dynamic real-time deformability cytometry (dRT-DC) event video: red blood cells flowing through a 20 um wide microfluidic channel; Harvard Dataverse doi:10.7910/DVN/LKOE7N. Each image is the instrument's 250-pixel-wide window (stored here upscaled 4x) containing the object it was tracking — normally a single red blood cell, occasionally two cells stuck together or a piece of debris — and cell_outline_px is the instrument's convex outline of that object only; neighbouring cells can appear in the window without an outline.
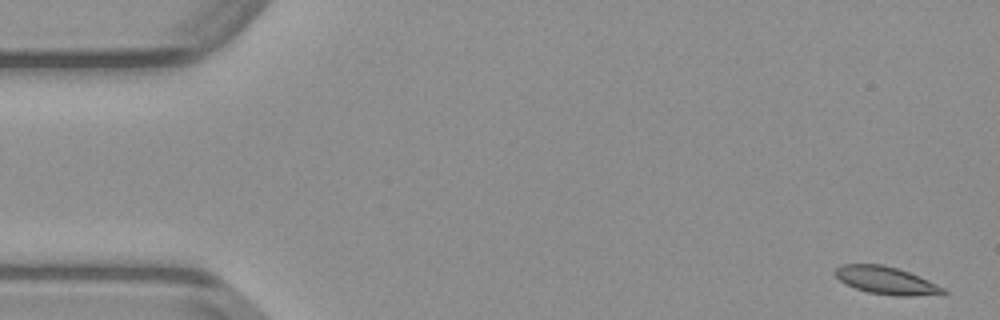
{"species": "common noctule bat (a hibernating species)", "species_latin": "Nyctalus noctula", "temperature_condition": "warm", "stored_images_in_passage": 50, "camera_frame_rate_fps": 3000, "um_per_image_px": 0.085, "animal": {"sex": "male", "body_mass_g": 23.1, "forearm_length_mm": 52.7}, "frame": {"image": 1, "passage_image": 1, "time_ms": 0.0, "image_size_px": [1000, 320], "cell_outline_px": [[948, 292], [912, 296], [896, 296], [868, 292], [856, 288], [840, 280], [836, 276], [836, 268], [840, 264], [880, 264], [896, 268], [908, 272], [928, 280], [944, 288]], "centroid_in_image_um": [75.3, 23.83], "position_along_channel_um": 9.7, "area_um2": 16.94}}
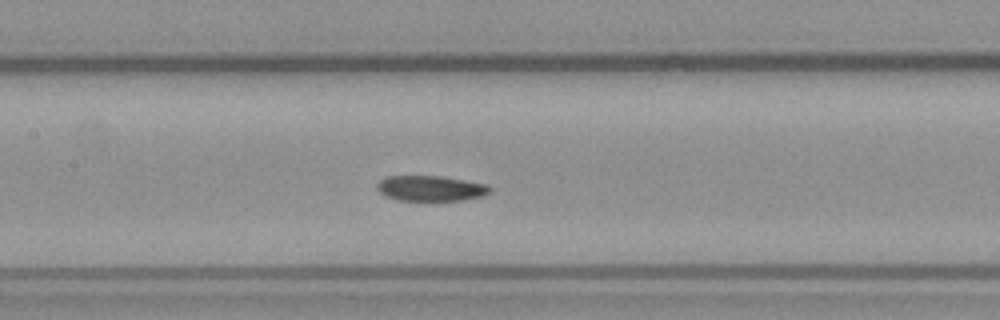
{"frame": {"image": 2, "passage_image": 22, "time_ms": 7.0, "image_size_px": [1000, 320], "cell_outline_px": [[492, 192], [484, 196], [460, 200], [396, 200], [384, 196], [376, 188], [376, 184], [384, 176], [440, 176], [488, 184], [492, 188]], "centroid_in_image_um": [36.61, 16.0], "position_along_channel_um": 170.8, "area_um2": 16.88}}
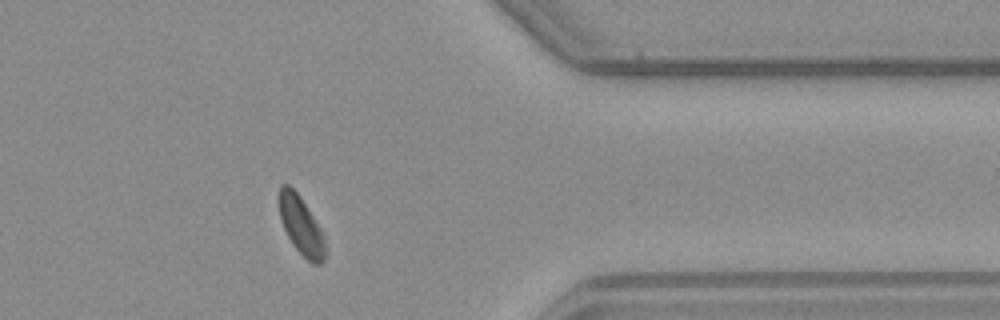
{"frame": {"image": 3, "passage_image": 39, "time_ms": 12.667, "image_size_px": [1000, 320], "cell_outline_px": [[328, 252], [324, 260], [320, 264], [312, 264], [296, 248], [288, 236], [280, 220], [280, 184], [288, 184], [300, 196], [320, 228], [324, 236]], "centroid_in_image_um": [25.64, 19.22], "position_along_channel_um": 385.8, "area_um2": 15.49}}